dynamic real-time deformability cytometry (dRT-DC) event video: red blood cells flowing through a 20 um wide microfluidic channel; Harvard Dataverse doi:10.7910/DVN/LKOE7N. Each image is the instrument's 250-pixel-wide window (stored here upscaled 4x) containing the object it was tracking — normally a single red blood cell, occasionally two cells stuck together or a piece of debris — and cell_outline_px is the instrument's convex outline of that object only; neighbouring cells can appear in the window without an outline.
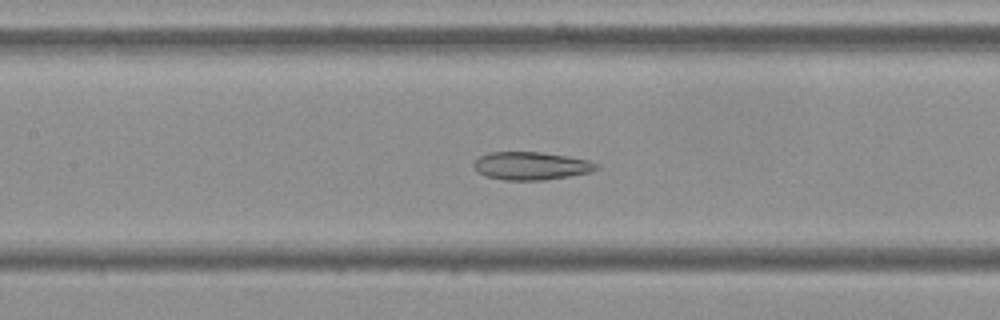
{"species": "Egyptian fruit bat (a non-hibernating species)", "species_latin": "Rousettus aegyptiacus", "temperature_condition": "cold", "stored_images_in_passage": 46, "camera_frame_rate_fps": 3000, "um_per_image_px": 0.085, "frame": {"image": 1, "passage_image": 16, "time_ms": 5.0, "image_size_px": [1000, 320], "cell_outline_px": [[600, 168], [592, 172], [544, 180], [504, 180], [484, 176], [476, 172], [472, 164], [480, 156], [488, 152], [540, 152], [568, 156], [588, 160], [600, 164]], "centroid_in_image_um": [45.14, 14.1], "position_along_channel_um": 162.3, "area_um2": 20.23}}
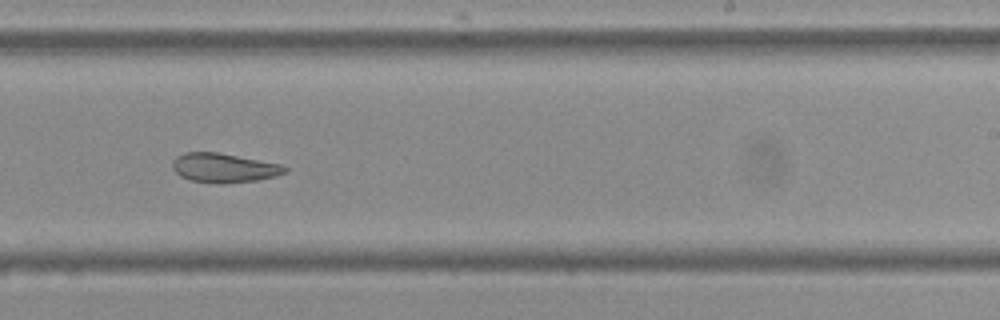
{"frame": {"image": 2, "passage_image": 25, "time_ms": 8.0, "image_size_px": [1000, 320], "cell_outline_px": [[288, 172], [276, 176], [256, 180], [224, 184], [220, 184], [192, 180], [180, 176], [172, 168], [172, 160], [176, 156], [184, 152], [220, 152], [280, 164], [288, 168]], "centroid_in_image_um": [19.03, 14.26], "position_along_channel_um": 270.0, "area_um2": 19.31}}
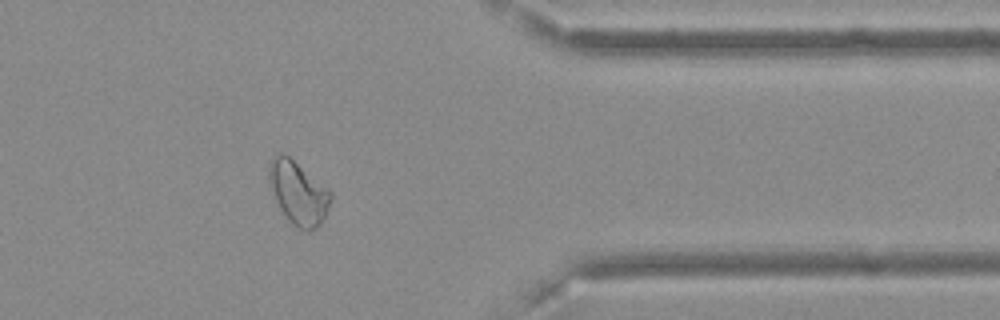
{"frame": {"image": 3, "passage_image": 36, "time_ms": 11.667, "image_size_px": [1000, 320], "cell_outline_px": [[332, 196], [324, 216], [320, 224], [316, 228], [308, 232], [292, 224], [288, 220], [280, 208], [276, 200], [268, 180], [268, 164], [272, 156], [280, 152], [284, 152], [328, 188], [332, 192]], "centroid_in_image_um": [25.32, 16.35], "position_along_channel_um": 386.1, "area_um2": 22.66}, "authors_computed_cell_mechanics": {"area_um2": 21.9062, "velocity_mm_per_s": 3.597, "shape_relaxation_time_tau1_ms": null, "shape_relaxation_time_tau2_ms": 3.3131, "deformation_change_tau1": null, "deformation_change_tau2": 0.0889}}